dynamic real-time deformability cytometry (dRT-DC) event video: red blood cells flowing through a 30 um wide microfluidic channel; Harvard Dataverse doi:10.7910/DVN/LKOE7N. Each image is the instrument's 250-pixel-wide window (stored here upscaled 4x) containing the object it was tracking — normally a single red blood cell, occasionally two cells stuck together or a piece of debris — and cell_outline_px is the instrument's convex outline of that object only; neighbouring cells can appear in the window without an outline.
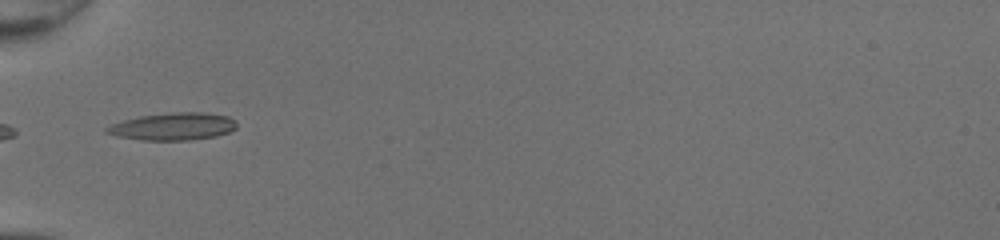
{"species": "common noctule bat (a hibernating species)", "species_latin": "Nyctalus noctula", "temperature_condition": "room temperature", "stored_images_in_passage": 18, "camera_frame_rate_fps": 3000, "um_per_image_px": 0.085, "animal": {"sex": "female", "body_mass_g": 20.0, "forearm_length_mm": 54.0}, "frame": {"image": 1, "passage_image": 1, "time_ms": 0.0, "image_size_px": [1000, 240], "cell_outline_px": [[236, 128], [228, 132], [216, 136], [192, 140], [140, 140], [116, 136], [104, 132], [104, 128], [112, 124], [124, 120], [140, 116], [172, 112], [204, 112], [228, 116], [236, 120]], "centroid_in_image_um": [14.71, 10.75], "position_along_channel_um": 70.3, "area_um2": 20.87}}
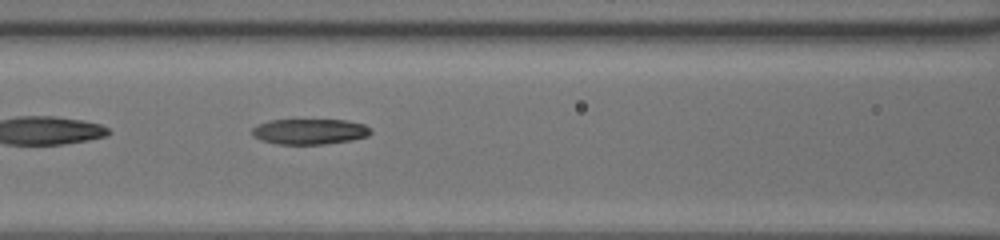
{"frame": {"image": 2, "passage_image": 6, "time_ms": 1.667, "image_size_px": [1000, 240], "cell_outline_px": [[372, 132], [368, 136], [352, 140], [324, 144], [276, 144], [260, 140], [252, 136], [252, 128], [256, 124], [268, 120], [348, 120], [364, 124], [372, 128]], "centroid_in_image_um": [26.31, 11.18], "position_along_channel_um": 140.3, "area_um2": 17.92}}